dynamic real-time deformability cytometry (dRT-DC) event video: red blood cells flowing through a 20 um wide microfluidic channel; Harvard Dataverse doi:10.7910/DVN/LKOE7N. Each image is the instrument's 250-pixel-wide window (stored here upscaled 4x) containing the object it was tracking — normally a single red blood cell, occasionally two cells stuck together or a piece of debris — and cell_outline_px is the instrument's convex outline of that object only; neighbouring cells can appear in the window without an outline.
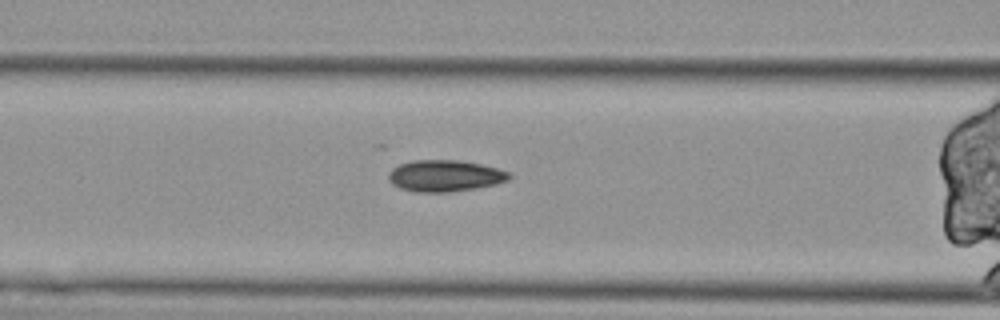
{"species": "Egyptian fruit bat (a non-hibernating species)", "species_latin": "Rousettus aegyptiacus", "temperature_condition": "cold", "stored_images_in_passage": 40, "camera_frame_rate_fps": 3000, "um_per_image_px": 0.085, "animal": {"sex": "female"}, "frame": {"image": 1, "passage_image": 16, "time_ms": 5.0, "image_size_px": [1000, 320], "cell_outline_px": [[512, 176], [508, 180], [496, 184], [448, 192], [416, 192], [400, 188], [392, 184], [388, 180], [388, 172], [392, 168], [400, 164], [412, 160], [456, 160], [480, 164], [496, 168], [508, 172]], "centroid_in_image_um": [37.77, 14.94], "position_along_channel_um": 128.8, "area_um2": 22.02}}
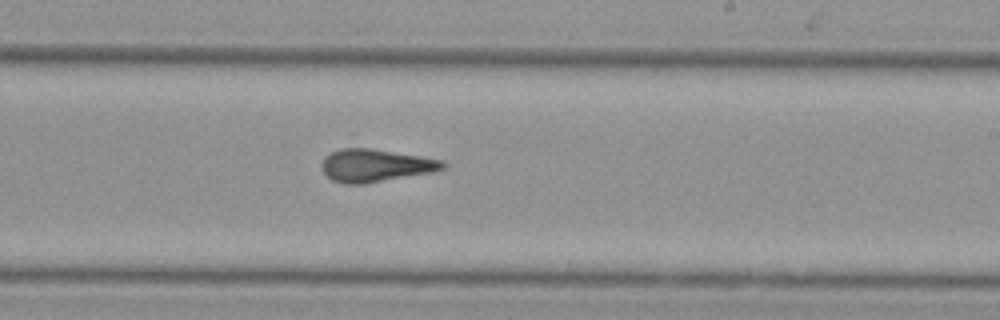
{"frame": {"image": 2, "passage_image": 27, "time_ms": 8.667, "image_size_px": [1000, 320], "cell_outline_px": [[448, 164], [444, 168], [432, 172], [364, 184], [344, 184], [332, 180], [320, 168], [320, 164], [324, 156], [340, 148], [372, 148], [444, 160]], "centroid_in_image_um": [31.89, 14.06], "position_along_channel_um": 257.1, "area_um2": 23.24}}
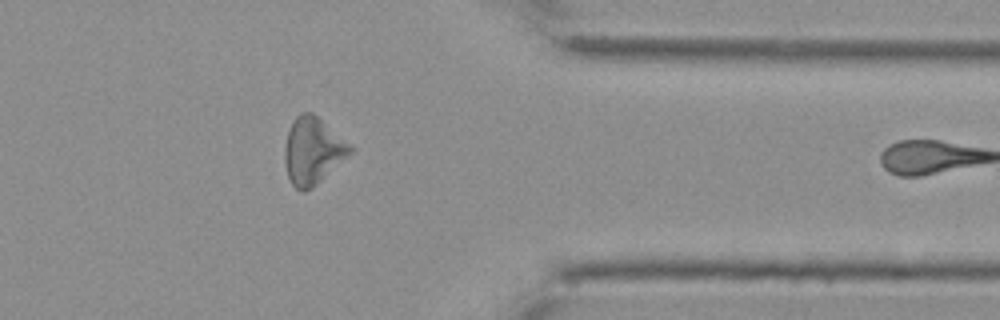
{"frame": {"image": 3, "passage_image": 39, "time_ms": 12.667, "image_size_px": [1000, 320], "cell_outline_px": [[356, 148], [352, 152], [312, 188], [304, 192], [296, 188], [292, 184], [288, 176], [284, 160], [284, 148], [288, 132], [296, 116], [300, 112], [312, 112]], "centroid_in_image_um": [26.59, 12.81], "position_along_channel_um": 384.8, "area_um2": 25.32}}